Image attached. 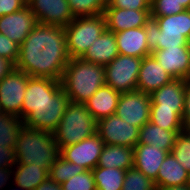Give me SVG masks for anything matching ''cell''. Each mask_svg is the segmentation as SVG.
I'll return each instance as SVG.
<instances>
[{
    "label": "cell",
    "mask_w": 190,
    "mask_h": 190,
    "mask_svg": "<svg viewBox=\"0 0 190 190\" xmlns=\"http://www.w3.org/2000/svg\"><path fill=\"white\" fill-rule=\"evenodd\" d=\"M70 59L64 27L38 23L19 46L15 68L29 77L61 81Z\"/></svg>",
    "instance_id": "1"
},
{
    "label": "cell",
    "mask_w": 190,
    "mask_h": 190,
    "mask_svg": "<svg viewBox=\"0 0 190 190\" xmlns=\"http://www.w3.org/2000/svg\"><path fill=\"white\" fill-rule=\"evenodd\" d=\"M105 84L104 66L82 58L70 59L61 79L62 88L69 101L76 103H85Z\"/></svg>",
    "instance_id": "2"
},
{
    "label": "cell",
    "mask_w": 190,
    "mask_h": 190,
    "mask_svg": "<svg viewBox=\"0 0 190 190\" xmlns=\"http://www.w3.org/2000/svg\"><path fill=\"white\" fill-rule=\"evenodd\" d=\"M15 156L21 164H34L49 172L60 157V148L52 131L31 128L24 124L16 142Z\"/></svg>",
    "instance_id": "3"
},
{
    "label": "cell",
    "mask_w": 190,
    "mask_h": 190,
    "mask_svg": "<svg viewBox=\"0 0 190 190\" xmlns=\"http://www.w3.org/2000/svg\"><path fill=\"white\" fill-rule=\"evenodd\" d=\"M147 45L151 51L188 46L190 9L164 17H150L145 22Z\"/></svg>",
    "instance_id": "4"
},
{
    "label": "cell",
    "mask_w": 190,
    "mask_h": 190,
    "mask_svg": "<svg viewBox=\"0 0 190 190\" xmlns=\"http://www.w3.org/2000/svg\"><path fill=\"white\" fill-rule=\"evenodd\" d=\"M97 133V121L86 109L85 103L69 101L57 128L53 131L59 148L78 143Z\"/></svg>",
    "instance_id": "5"
},
{
    "label": "cell",
    "mask_w": 190,
    "mask_h": 190,
    "mask_svg": "<svg viewBox=\"0 0 190 190\" xmlns=\"http://www.w3.org/2000/svg\"><path fill=\"white\" fill-rule=\"evenodd\" d=\"M64 29L70 58H81L105 31L106 21L103 14L76 17Z\"/></svg>",
    "instance_id": "6"
},
{
    "label": "cell",
    "mask_w": 190,
    "mask_h": 190,
    "mask_svg": "<svg viewBox=\"0 0 190 190\" xmlns=\"http://www.w3.org/2000/svg\"><path fill=\"white\" fill-rule=\"evenodd\" d=\"M143 58L128 55H118L104 66L106 85L119 93L137 90L138 73Z\"/></svg>",
    "instance_id": "7"
},
{
    "label": "cell",
    "mask_w": 190,
    "mask_h": 190,
    "mask_svg": "<svg viewBox=\"0 0 190 190\" xmlns=\"http://www.w3.org/2000/svg\"><path fill=\"white\" fill-rule=\"evenodd\" d=\"M69 102L68 96L61 88L49 100L32 108V113L23 121V124L31 128L54 131L65 113Z\"/></svg>",
    "instance_id": "8"
},
{
    "label": "cell",
    "mask_w": 190,
    "mask_h": 190,
    "mask_svg": "<svg viewBox=\"0 0 190 190\" xmlns=\"http://www.w3.org/2000/svg\"><path fill=\"white\" fill-rule=\"evenodd\" d=\"M30 77L14 68L0 80V112L21 118L24 94Z\"/></svg>",
    "instance_id": "9"
},
{
    "label": "cell",
    "mask_w": 190,
    "mask_h": 190,
    "mask_svg": "<svg viewBox=\"0 0 190 190\" xmlns=\"http://www.w3.org/2000/svg\"><path fill=\"white\" fill-rule=\"evenodd\" d=\"M151 95L135 90L121 93L115 114L139 129L150 121Z\"/></svg>",
    "instance_id": "10"
},
{
    "label": "cell",
    "mask_w": 190,
    "mask_h": 190,
    "mask_svg": "<svg viewBox=\"0 0 190 190\" xmlns=\"http://www.w3.org/2000/svg\"><path fill=\"white\" fill-rule=\"evenodd\" d=\"M139 128L128 124L116 114L97 121V134L107 145L134 148L139 139Z\"/></svg>",
    "instance_id": "11"
},
{
    "label": "cell",
    "mask_w": 190,
    "mask_h": 190,
    "mask_svg": "<svg viewBox=\"0 0 190 190\" xmlns=\"http://www.w3.org/2000/svg\"><path fill=\"white\" fill-rule=\"evenodd\" d=\"M104 145L103 140L96 133L78 143L60 148V156L86 170H93L97 167Z\"/></svg>",
    "instance_id": "12"
},
{
    "label": "cell",
    "mask_w": 190,
    "mask_h": 190,
    "mask_svg": "<svg viewBox=\"0 0 190 190\" xmlns=\"http://www.w3.org/2000/svg\"><path fill=\"white\" fill-rule=\"evenodd\" d=\"M27 5L40 24L66 27L74 19L67 0H27Z\"/></svg>",
    "instance_id": "13"
},
{
    "label": "cell",
    "mask_w": 190,
    "mask_h": 190,
    "mask_svg": "<svg viewBox=\"0 0 190 190\" xmlns=\"http://www.w3.org/2000/svg\"><path fill=\"white\" fill-rule=\"evenodd\" d=\"M61 88V81L51 78L30 77L22 103L21 119L24 121L32 113V108L48 101L49 96H54Z\"/></svg>",
    "instance_id": "14"
},
{
    "label": "cell",
    "mask_w": 190,
    "mask_h": 190,
    "mask_svg": "<svg viewBox=\"0 0 190 190\" xmlns=\"http://www.w3.org/2000/svg\"><path fill=\"white\" fill-rule=\"evenodd\" d=\"M37 24L34 13L26 5L15 13L0 17V33L20 46Z\"/></svg>",
    "instance_id": "15"
},
{
    "label": "cell",
    "mask_w": 190,
    "mask_h": 190,
    "mask_svg": "<svg viewBox=\"0 0 190 190\" xmlns=\"http://www.w3.org/2000/svg\"><path fill=\"white\" fill-rule=\"evenodd\" d=\"M151 55L173 79H190V52L188 46L154 50Z\"/></svg>",
    "instance_id": "16"
},
{
    "label": "cell",
    "mask_w": 190,
    "mask_h": 190,
    "mask_svg": "<svg viewBox=\"0 0 190 190\" xmlns=\"http://www.w3.org/2000/svg\"><path fill=\"white\" fill-rule=\"evenodd\" d=\"M103 15L106 29L117 33L131 28L144 27L151 15V10L105 8Z\"/></svg>",
    "instance_id": "17"
},
{
    "label": "cell",
    "mask_w": 190,
    "mask_h": 190,
    "mask_svg": "<svg viewBox=\"0 0 190 190\" xmlns=\"http://www.w3.org/2000/svg\"><path fill=\"white\" fill-rule=\"evenodd\" d=\"M172 80L171 75L164 70L152 55L143 57L138 73V91L151 95L154 91Z\"/></svg>",
    "instance_id": "18"
},
{
    "label": "cell",
    "mask_w": 190,
    "mask_h": 190,
    "mask_svg": "<svg viewBox=\"0 0 190 190\" xmlns=\"http://www.w3.org/2000/svg\"><path fill=\"white\" fill-rule=\"evenodd\" d=\"M186 80L173 79L151 94V109L184 110Z\"/></svg>",
    "instance_id": "19"
},
{
    "label": "cell",
    "mask_w": 190,
    "mask_h": 190,
    "mask_svg": "<svg viewBox=\"0 0 190 190\" xmlns=\"http://www.w3.org/2000/svg\"><path fill=\"white\" fill-rule=\"evenodd\" d=\"M168 153L154 145L137 143L134 147V167L154 182Z\"/></svg>",
    "instance_id": "20"
},
{
    "label": "cell",
    "mask_w": 190,
    "mask_h": 190,
    "mask_svg": "<svg viewBox=\"0 0 190 190\" xmlns=\"http://www.w3.org/2000/svg\"><path fill=\"white\" fill-rule=\"evenodd\" d=\"M118 53L137 58L151 55L144 27L131 28L115 33Z\"/></svg>",
    "instance_id": "21"
},
{
    "label": "cell",
    "mask_w": 190,
    "mask_h": 190,
    "mask_svg": "<svg viewBox=\"0 0 190 190\" xmlns=\"http://www.w3.org/2000/svg\"><path fill=\"white\" fill-rule=\"evenodd\" d=\"M121 93L108 85L100 87L86 102V109L99 121L115 114Z\"/></svg>",
    "instance_id": "22"
},
{
    "label": "cell",
    "mask_w": 190,
    "mask_h": 190,
    "mask_svg": "<svg viewBox=\"0 0 190 190\" xmlns=\"http://www.w3.org/2000/svg\"><path fill=\"white\" fill-rule=\"evenodd\" d=\"M118 55L115 33L105 29L81 58L88 62L106 66Z\"/></svg>",
    "instance_id": "23"
},
{
    "label": "cell",
    "mask_w": 190,
    "mask_h": 190,
    "mask_svg": "<svg viewBox=\"0 0 190 190\" xmlns=\"http://www.w3.org/2000/svg\"><path fill=\"white\" fill-rule=\"evenodd\" d=\"M154 184L156 189L188 185L190 184V173L177 162L172 153H168L160 166Z\"/></svg>",
    "instance_id": "24"
},
{
    "label": "cell",
    "mask_w": 190,
    "mask_h": 190,
    "mask_svg": "<svg viewBox=\"0 0 190 190\" xmlns=\"http://www.w3.org/2000/svg\"><path fill=\"white\" fill-rule=\"evenodd\" d=\"M134 166V148L122 145L103 146L97 167L127 170Z\"/></svg>",
    "instance_id": "25"
},
{
    "label": "cell",
    "mask_w": 190,
    "mask_h": 190,
    "mask_svg": "<svg viewBox=\"0 0 190 190\" xmlns=\"http://www.w3.org/2000/svg\"><path fill=\"white\" fill-rule=\"evenodd\" d=\"M180 131H169L148 121L139 130L138 143L154 145L171 153L177 134Z\"/></svg>",
    "instance_id": "26"
},
{
    "label": "cell",
    "mask_w": 190,
    "mask_h": 190,
    "mask_svg": "<svg viewBox=\"0 0 190 190\" xmlns=\"http://www.w3.org/2000/svg\"><path fill=\"white\" fill-rule=\"evenodd\" d=\"M48 177V171L41 166L17 162L13 167L12 179L18 189L34 190Z\"/></svg>",
    "instance_id": "27"
},
{
    "label": "cell",
    "mask_w": 190,
    "mask_h": 190,
    "mask_svg": "<svg viewBox=\"0 0 190 190\" xmlns=\"http://www.w3.org/2000/svg\"><path fill=\"white\" fill-rule=\"evenodd\" d=\"M96 190H121L126 170L95 167L92 170Z\"/></svg>",
    "instance_id": "28"
},
{
    "label": "cell",
    "mask_w": 190,
    "mask_h": 190,
    "mask_svg": "<svg viewBox=\"0 0 190 190\" xmlns=\"http://www.w3.org/2000/svg\"><path fill=\"white\" fill-rule=\"evenodd\" d=\"M23 125L19 116L0 112V145L15 149Z\"/></svg>",
    "instance_id": "29"
},
{
    "label": "cell",
    "mask_w": 190,
    "mask_h": 190,
    "mask_svg": "<svg viewBox=\"0 0 190 190\" xmlns=\"http://www.w3.org/2000/svg\"><path fill=\"white\" fill-rule=\"evenodd\" d=\"M184 110L151 109L150 122L169 131H182Z\"/></svg>",
    "instance_id": "30"
},
{
    "label": "cell",
    "mask_w": 190,
    "mask_h": 190,
    "mask_svg": "<svg viewBox=\"0 0 190 190\" xmlns=\"http://www.w3.org/2000/svg\"><path fill=\"white\" fill-rule=\"evenodd\" d=\"M84 171L86 169L83 167L71 163L60 156L50 167L48 174L53 181L62 184L76 174L83 173Z\"/></svg>",
    "instance_id": "31"
},
{
    "label": "cell",
    "mask_w": 190,
    "mask_h": 190,
    "mask_svg": "<svg viewBox=\"0 0 190 190\" xmlns=\"http://www.w3.org/2000/svg\"><path fill=\"white\" fill-rule=\"evenodd\" d=\"M171 153L177 162L190 173V132L186 129L177 134Z\"/></svg>",
    "instance_id": "32"
},
{
    "label": "cell",
    "mask_w": 190,
    "mask_h": 190,
    "mask_svg": "<svg viewBox=\"0 0 190 190\" xmlns=\"http://www.w3.org/2000/svg\"><path fill=\"white\" fill-rule=\"evenodd\" d=\"M74 18L95 16L104 13L106 6L101 0H67Z\"/></svg>",
    "instance_id": "33"
},
{
    "label": "cell",
    "mask_w": 190,
    "mask_h": 190,
    "mask_svg": "<svg viewBox=\"0 0 190 190\" xmlns=\"http://www.w3.org/2000/svg\"><path fill=\"white\" fill-rule=\"evenodd\" d=\"M121 190H157L154 182L134 166L126 170Z\"/></svg>",
    "instance_id": "34"
},
{
    "label": "cell",
    "mask_w": 190,
    "mask_h": 190,
    "mask_svg": "<svg viewBox=\"0 0 190 190\" xmlns=\"http://www.w3.org/2000/svg\"><path fill=\"white\" fill-rule=\"evenodd\" d=\"M62 190H96L92 170L76 174L61 184Z\"/></svg>",
    "instance_id": "35"
},
{
    "label": "cell",
    "mask_w": 190,
    "mask_h": 190,
    "mask_svg": "<svg viewBox=\"0 0 190 190\" xmlns=\"http://www.w3.org/2000/svg\"><path fill=\"white\" fill-rule=\"evenodd\" d=\"M186 9L175 0H151V16L164 17L179 14Z\"/></svg>",
    "instance_id": "36"
},
{
    "label": "cell",
    "mask_w": 190,
    "mask_h": 190,
    "mask_svg": "<svg viewBox=\"0 0 190 190\" xmlns=\"http://www.w3.org/2000/svg\"><path fill=\"white\" fill-rule=\"evenodd\" d=\"M0 56L16 64L19 56V45L0 33Z\"/></svg>",
    "instance_id": "37"
},
{
    "label": "cell",
    "mask_w": 190,
    "mask_h": 190,
    "mask_svg": "<svg viewBox=\"0 0 190 190\" xmlns=\"http://www.w3.org/2000/svg\"><path fill=\"white\" fill-rule=\"evenodd\" d=\"M106 8H121L131 10H151V0H114Z\"/></svg>",
    "instance_id": "38"
},
{
    "label": "cell",
    "mask_w": 190,
    "mask_h": 190,
    "mask_svg": "<svg viewBox=\"0 0 190 190\" xmlns=\"http://www.w3.org/2000/svg\"><path fill=\"white\" fill-rule=\"evenodd\" d=\"M27 5V0H0V17L15 13Z\"/></svg>",
    "instance_id": "39"
},
{
    "label": "cell",
    "mask_w": 190,
    "mask_h": 190,
    "mask_svg": "<svg viewBox=\"0 0 190 190\" xmlns=\"http://www.w3.org/2000/svg\"><path fill=\"white\" fill-rule=\"evenodd\" d=\"M16 163L15 149L0 145V168H13Z\"/></svg>",
    "instance_id": "40"
},
{
    "label": "cell",
    "mask_w": 190,
    "mask_h": 190,
    "mask_svg": "<svg viewBox=\"0 0 190 190\" xmlns=\"http://www.w3.org/2000/svg\"><path fill=\"white\" fill-rule=\"evenodd\" d=\"M183 123L185 128L190 124V79L186 80L185 86V107L183 113Z\"/></svg>",
    "instance_id": "41"
},
{
    "label": "cell",
    "mask_w": 190,
    "mask_h": 190,
    "mask_svg": "<svg viewBox=\"0 0 190 190\" xmlns=\"http://www.w3.org/2000/svg\"><path fill=\"white\" fill-rule=\"evenodd\" d=\"M34 190H62V186L61 184L53 181L50 177H48Z\"/></svg>",
    "instance_id": "42"
},
{
    "label": "cell",
    "mask_w": 190,
    "mask_h": 190,
    "mask_svg": "<svg viewBox=\"0 0 190 190\" xmlns=\"http://www.w3.org/2000/svg\"><path fill=\"white\" fill-rule=\"evenodd\" d=\"M13 177V168H0V190H3Z\"/></svg>",
    "instance_id": "43"
},
{
    "label": "cell",
    "mask_w": 190,
    "mask_h": 190,
    "mask_svg": "<svg viewBox=\"0 0 190 190\" xmlns=\"http://www.w3.org/2000/svg\"><path fill=\"white\" fill-rule=\"evenodd\" d=\"M14 68L15 65L11 61L0 56V80L9 74Z\"/></svg>",
    "instance_id": "44"
},
{
    "label": "cell",
    "mask_w": 190,
    "mask_h": 190,
    "mask_svg": "<svg viewBox=\"0 0 190 190\" xmlns=\"http://www.w3.org/2000/svg\"><path fill=\"white\" fill-rule=\"evenodd\" d=\"M157 190H190V184L182 186H170L166 188H157Z\"/></svg>",
    "instance_id": "45"
},
{
    "label": "cell",
    "mask_w": 190,
    "mask_h": 190,
    "mask_svg": "<svg viewBox=\"0 0 190 190\" xmlns=\"http://www.w3.org/2000/svg\"><path fill=\"white\" fill-rule=\"evenodd\" d=\"M180 3L186 10L190 9V0H175Z\"/></svg>",
    "instance_id": "46"
},
{
    "label": "cell",
    "mask_w": 190,
    "mask_h": 190,
    "mask_svg": "<svg viewBox=\"0 0 190 190\" xmlns=\"http://www.w3.org/2000/svg\"><path fill=\"white\" fill-rule=\"evenodd\" d=\"M102 3L105 5V6H109L111 5V3L114 1V0H101Z\"/></svg>",
    "instance_id": "47"
},
{
    "label": "cell",
    "mask_w": 190,
    "mask_h": 190,
    "mask_svg": "<svg viewBox=\"0 0 190 190\" xmlns=\"http://www.w3.org/2000/svg\"><path fill=\"white\" fill-rule=\"evenodd\" d=\"M187 45H188V49H189V52H190V38H189V40H188Z\"/></svg>",
    "instance_id": "48"
},
{
    "label": "cell",
    "mask_w": 190,
    "mask_h": 190,
    "mask_svg": "<svg viewBox=\"0 0 190 190\" xmlns=\"http://www.w3.org/2000/svg\"><path fill=\"white\" fill-rule=\"evenodd\" d=\"M185 129L190 132V124Z\"/></svg>",
    "instance_id": "49"
}]
</instances>
